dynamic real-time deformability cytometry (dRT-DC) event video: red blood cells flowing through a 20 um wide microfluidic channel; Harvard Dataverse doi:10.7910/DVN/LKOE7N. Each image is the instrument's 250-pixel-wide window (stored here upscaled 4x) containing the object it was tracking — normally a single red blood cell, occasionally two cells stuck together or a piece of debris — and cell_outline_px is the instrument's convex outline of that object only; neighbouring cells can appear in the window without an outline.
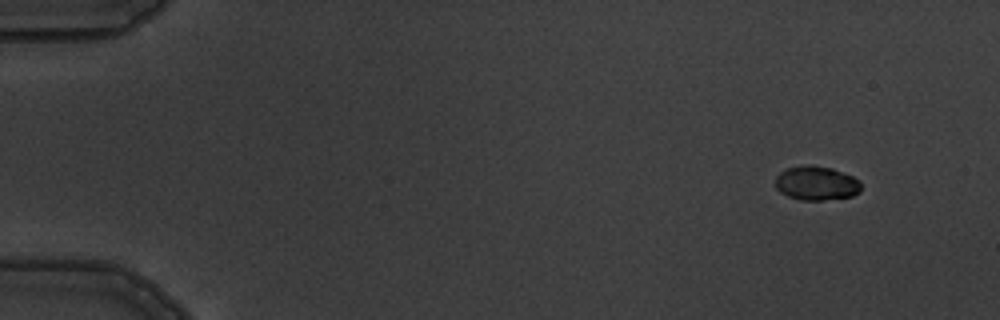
{"species": "common noctule bat (a hibernating species)", "species_latin": "Nyctalus noctula", "temperature_condition": "warm", "stored_images_in_passage": 9, "camera_frame_rate_fps": 3000, "um_per_image_px": 0.085, "animal": {"sex": "male", "body_mass_g": 19.5, "forearm_length_mm": 54.6}, "frame": {"image": 1, "passage_image": 1, "time_ms": 0.0, "image_size_px": [1000, 320], "cell_outline_px": [[860, 192], [852, 196], [824, 200], [800, 200], [788, 196], [780, 192], [776, 188], [776, 176], [780, 172], [788, 168], [804, 164], [812, 164], [832, 168], [852, 176], [860, 180]], "centroid_in_image_um": [69.39, 15.56], "position_along_channel_um": 15.6, "area_um2": 17.17}}
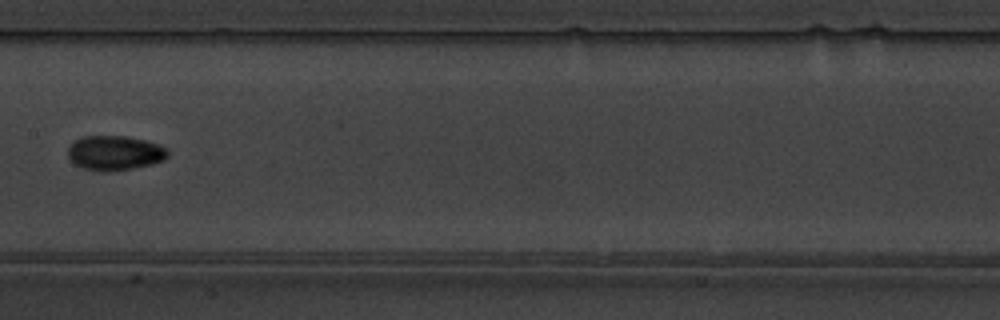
{"frame": {"image": 2, "passage_image": 8, "time_ms": 8.0, "image_size_px": [1000, 320], "cell_outline_px": [[168, 156], [152, 164], [132, 168], [108, 172], [104, 172], [80, 168], [68, 156], [68, 148], [76, 140], [84, 136], [124, 136], [144, 140], [160, 144], [168, 152]], "centroid_in_image_um": [9.73, 13.0], "position_along_channel_um": 197.7, "area_um2": 19.94}}
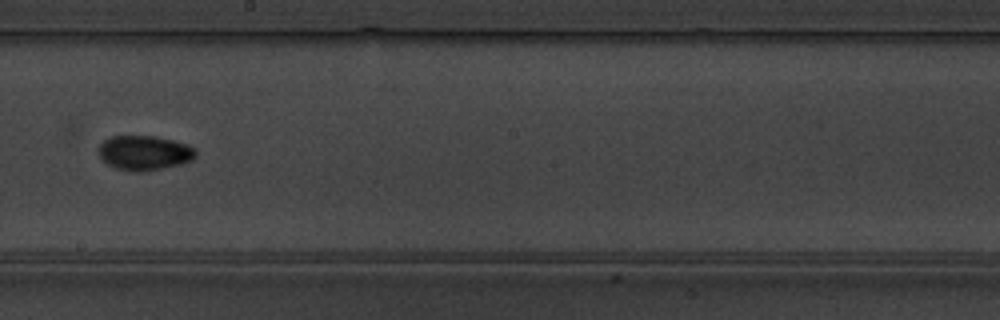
{"frame": {"image": 3, "passage_image": 9, "time_ms": 9.0, "image_size_px": [1000, 320], "cell_outline_px": [[196, 156], [192, 160], [180, 164], [140, 172], [136, 172], [116, 168], [108, 164], [96, 152], [100, 144], [104, 140], [112, 136], [156, 136], [188, 144], [196, 148]], "centroid_in_image_um": [12.27, 12.98], "position_along_channel_um": 235.9, "area_um2": 19.59}}